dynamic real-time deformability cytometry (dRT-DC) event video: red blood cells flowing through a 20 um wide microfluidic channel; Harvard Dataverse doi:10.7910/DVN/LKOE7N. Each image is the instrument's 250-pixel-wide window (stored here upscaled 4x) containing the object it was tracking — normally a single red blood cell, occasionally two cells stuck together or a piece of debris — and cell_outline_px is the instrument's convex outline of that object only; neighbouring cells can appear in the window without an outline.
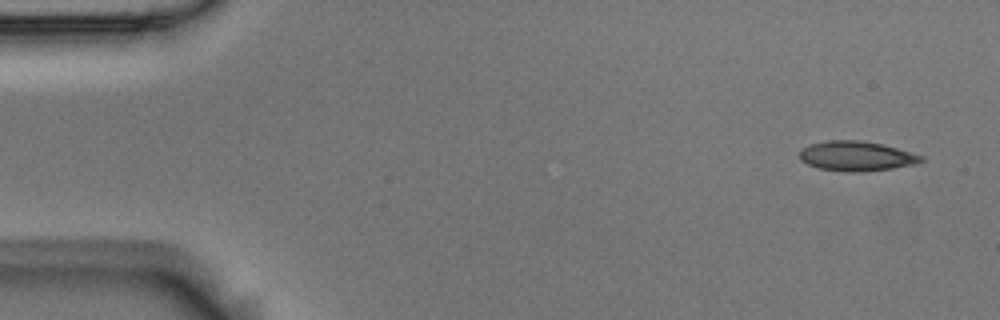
{"species": "Egyptian fruit bat (a non-hibernating species)", "species_latin": "Rousettus aegyptiacus", "temperature_condition": "room temperature", "stored_images_in_passage": 5, "segment_of_instrument_passage": [1, 2], "camera_frame_rate_fps": 3000, "um_per_image_px": 0.085, "animal": {"sex": "male"}, "frame": {"image": 1, "passage_image": 1, "time_ms": 0.0, "image_size_px": [1000, 320], "cell_outline_px": [[924, 160], [912, 164], [892, 168], [860, 172], [852, 172], [820, 168], [808, 164], [800, 160], [800, 152], [804, 148], [812, 144], [828, 140], [860, 140], [884, 144], [924, 156]], "centroid_in_image_um": [72.82, 13.26], "position_along_channel_um": 12.2, "area_um2": 20.81}}
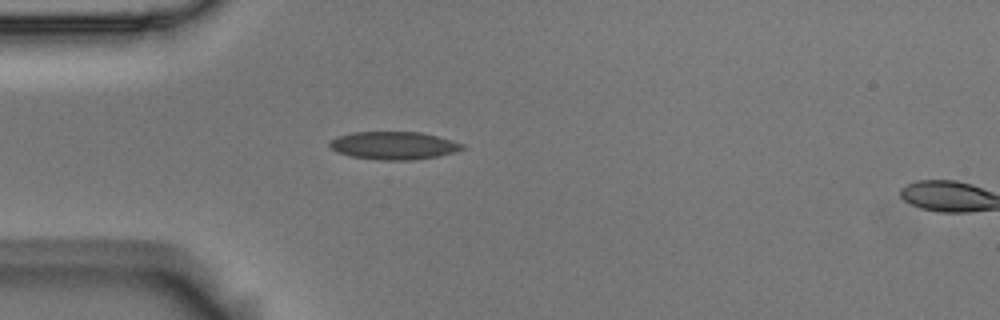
{"frame": {"image": 2, "passage_image": 4, "time_ms": 1.0, "image_size_px": [1000, 320], "cell_outline_px": [[464, 148], [452, 152], [436, 156], [412, 160], [380, 160], [352, 156], [336, 152], [328, 144], [336, 136], [352, 132], [420, 132], [452, 140], [464, 144]], "centroid_in_image_um": [33.43, 12.36], "position_along_channel_um": 51.6, "area_um2": 21.33}}